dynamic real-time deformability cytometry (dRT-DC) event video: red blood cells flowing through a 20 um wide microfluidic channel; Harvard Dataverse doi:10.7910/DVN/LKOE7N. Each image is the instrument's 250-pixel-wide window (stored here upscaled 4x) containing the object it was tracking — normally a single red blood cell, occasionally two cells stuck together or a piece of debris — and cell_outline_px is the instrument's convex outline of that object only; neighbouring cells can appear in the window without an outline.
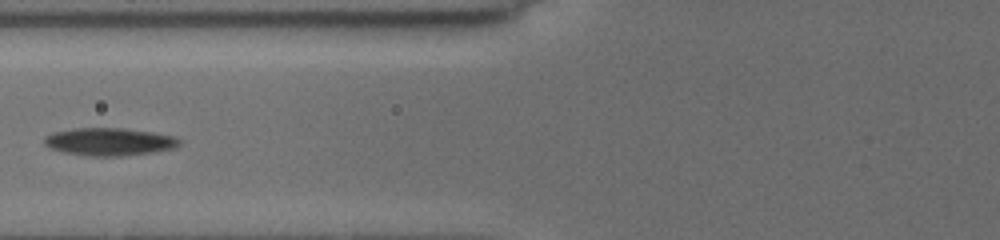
{"species": "common noctule bat (a hibernating species)", "species_latin": "Nyctalus noctula", "temperature_condition": "cold", "stored_images_in_passage": 15, "camera_frame_rate_fps": 3000, "um_per_image_px": 0.085, "animal": {"sex": "female", "body_mass_g": 19.5, "forearm_length_mm": 54.1}, "frame": {"image": 1, "passage_image": 11, "time_ms": 6.667, "image_size_px": [1000, 240], "cell_outline_px": [[180, 144], [176, 148], [152, 152], [120, 156], [88, 156], [64, 152], [48, 148], [44, 144], [44, 136], [52, 132], [76, 128], [120, 128], [152, 132], [172, 136], [180, 140]], "centroid_in_image_um": [9.25, 12.05], "position_along_channel_um": 116.6, "area_um2": 21.79}}